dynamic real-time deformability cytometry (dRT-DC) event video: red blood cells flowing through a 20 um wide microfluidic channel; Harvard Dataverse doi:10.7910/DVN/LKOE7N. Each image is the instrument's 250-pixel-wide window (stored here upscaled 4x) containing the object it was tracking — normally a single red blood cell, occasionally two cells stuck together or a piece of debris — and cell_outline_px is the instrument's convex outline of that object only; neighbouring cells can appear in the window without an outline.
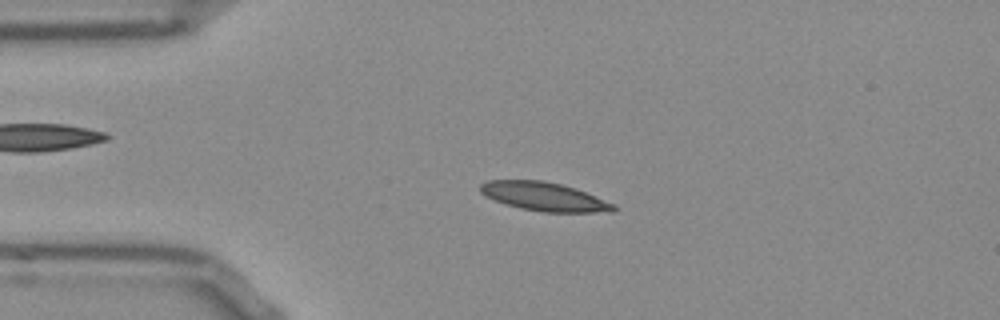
{"species": "Egyptian fruit bat (a non-hibernating species)", "species_latin": "Rousettus aegyptiacus", "temperature_condition": "room temperature", "stored_images_in_passage": 52, "camera_frame_rate_fps": 3000, "um_per_image_px": 0.085, "frame": {"image": 1, "passage_image": 11, "time_ms": 3.333, "image_size_px": [1000, 320], "cell_outline_px": [[616, 208], [612, 212], [544, 212], [520, 208], [504, 204], [480, 192], [480, 184], [488, 180], [544, 180], [576, 188], [616, 204]], "centroid_in_image_um": [46.29, 16.71], "position_along_channel_um": 38.7, "area_um2": 22.25}}
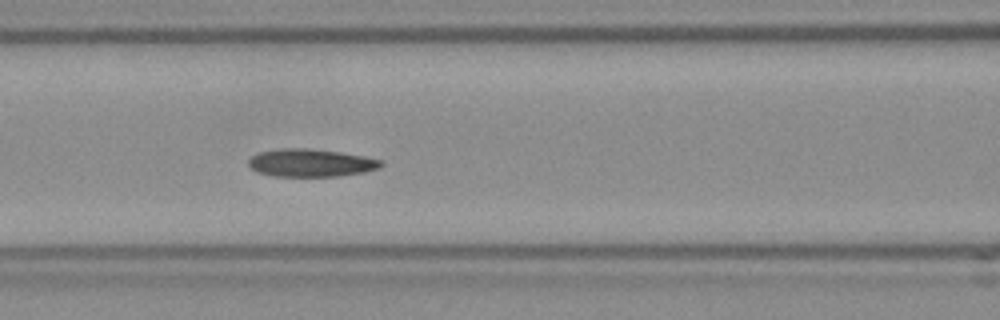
{"frame": {"image": 2, "passage_image": 21, "time_ms": 6.667, "image_size_px": [1000, 320], "cell_outline_px": [[384, 164], [380, 168], [364, 172], [340, 176], [272, 176], [256, 172], [248, 164], [248, 160], [252, 156], [260, 152], [280, 148], [308, 148], [340, 152], [364, 156], [380, 160]], "centroid_in_image_um": [26.41, 13.84], "position_along_channel_um": 140.2, "area_um2": 21.5}}
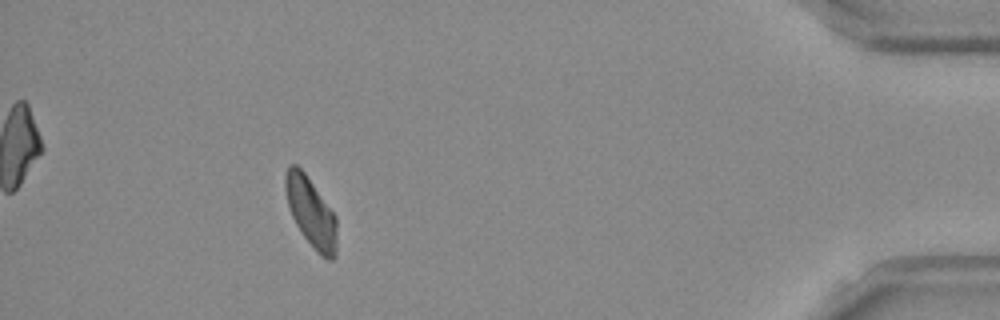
{"frame": {"image": 3, "passage_image": 47, "time_ms": 15.333, "image_size_px": [1000, 320], "cell_outline_px": [[336, 256], [332, 260], [328, 260], [320, 256], [316, 252], [304, 236], [296, 224], [292, 216], [288, 204], [284, 188], [284, 176], [288, 168], [292, 164], [296, 164], [304, 172], [336, 216]], "centroid_in_image_um": [26.43, 18.07], "position_along_channel_um": 408.8, "area_um2": 20.69}}